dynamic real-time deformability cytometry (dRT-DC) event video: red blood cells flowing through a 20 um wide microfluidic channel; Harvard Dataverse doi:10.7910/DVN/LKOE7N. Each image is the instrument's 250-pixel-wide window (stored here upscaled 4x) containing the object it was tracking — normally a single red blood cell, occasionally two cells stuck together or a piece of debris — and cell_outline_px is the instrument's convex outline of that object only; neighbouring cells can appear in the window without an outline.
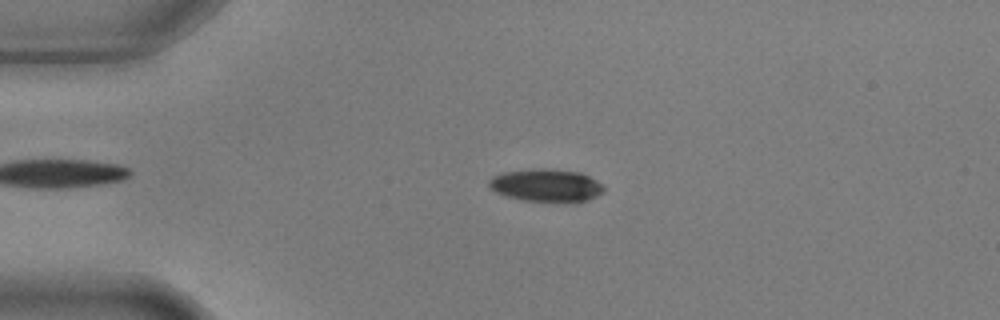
{"species": "common noctule bat (a hibernating species)", "species_latin": "Nyctalus noctula", "temperature_condition": "warm", "stored_images_in_passage": 4, "camera_frame_rate_fps": 3000, "um_per_image_px": 0.085, "animal": {"sex": "male", "body_mass_g": 17.9, "forearm_length_mm": 54.2}, "frame": {"image": 1, "passage_image": 3, "time_ms": 0.667, "image_size_px": [1000, 320], "cell_outline_px": [[604, 192], [588, 200], [524, 200], [508, 196], [496, 192], [488, 188], [488, 180], [492, 176], [504, 172], [532, 168], [548, 168], [584, 172], [596, 180], [604, 188]], "centroid_in_image_um": [46.4, 15.7], "position_along_channel_um": 38.6, "area_um2": 21.68}}